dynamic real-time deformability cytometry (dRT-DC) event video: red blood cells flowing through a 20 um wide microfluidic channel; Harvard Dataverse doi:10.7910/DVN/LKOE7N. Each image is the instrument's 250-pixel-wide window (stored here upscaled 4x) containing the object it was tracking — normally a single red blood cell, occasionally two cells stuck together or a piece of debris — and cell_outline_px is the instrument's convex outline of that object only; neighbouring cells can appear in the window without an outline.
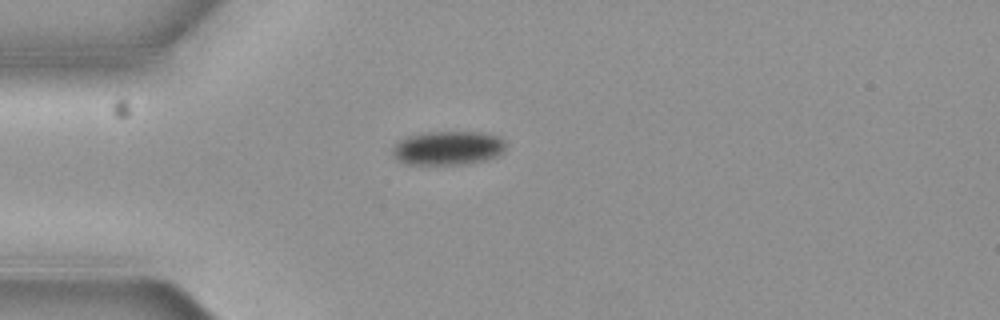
{"species": "common noctule bat (a hibernating species)", "species_latin": "Nyctalus noctula", "temperature_condition": "cold", "stored_images_in_passage": 1, "camera_frame_rate_fps": 3000, "um_per_image_px": 0.085, "animal": {"sex": "female", "body_mass_g": 19.3, "forearm_length_mm": 54.1}, "frame": {"image": 1, "passage_image": 1, "time_ms": 0.0, "image_size_px": [1000, 320], "cell_outline_px": [[504, 152], [496, 156], [484, 160], [464, 164], [404, 164], [396, 160], [392, 156], [392, 148], [400, 140], [408, 136], [424, 132], [480, 132], [500, 136], [504, 140]], "centroid_in_image_um": [38.05, 12.58], "position_along_channel_um": 47.0, "area_um2": 22.48}}